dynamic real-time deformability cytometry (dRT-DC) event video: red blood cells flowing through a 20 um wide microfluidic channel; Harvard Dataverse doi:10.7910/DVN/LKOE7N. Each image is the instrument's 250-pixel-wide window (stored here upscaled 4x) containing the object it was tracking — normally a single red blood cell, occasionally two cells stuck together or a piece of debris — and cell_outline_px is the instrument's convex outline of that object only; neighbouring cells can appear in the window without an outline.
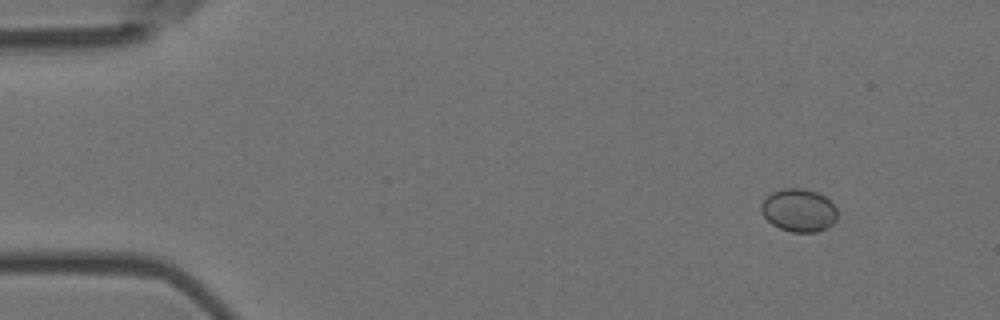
{"species": "Egyptian fruit bat (a non-hibernating species)", "species_latin": "Rousettus aegyptiacus", "temperature_condition": "room temperature", "stored_images_in_passage": 4, "camera_frame_rate_fps": 3000, "um_per_image_px": 0.085, "animal": {"sex": "female"}, "frame": {"image": 1, "passage_image": 1, "time_ms": 0.0, "image_size_px": [1000, 320], "cell_outline_px": [[836, 220], [832, 224], [816, 232], [792, 232], [780, 228], [772, 224], [760, 212], [760, 204], [772, 192], [784, 188], [800, 188], [816, 192], [824, 196], [836, 208]], "centroid_in_image_um": [67.87, 17.87], "position_along_channel_um": 17.1, "area_um2": 18.84}}
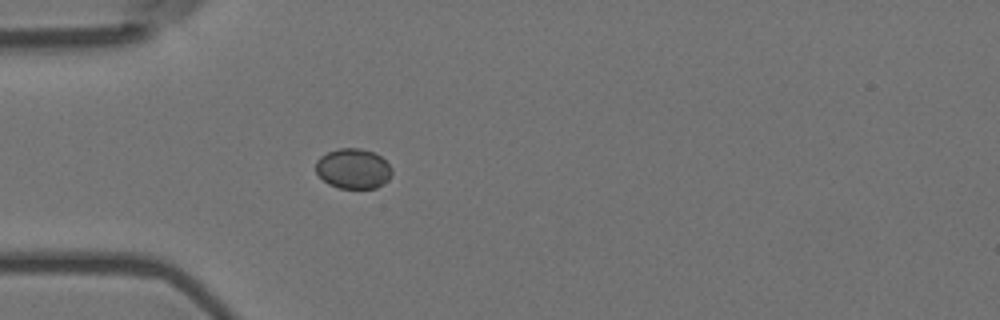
{"frame": {"image": 2, "passage_image": 4, "time_ms": 1.0, "image_size_px": [1000, 320], "cell_outline_px": [[392, 172], [388, 180], [376, 188], [340, 188], [328, 184], [316, 172], [316, 160], [320, 156], [328, 152], [340, 148], [360, 148], [372, 152], [380, 156], [392, 168]], "centroid_in_image_um": [30.01, 14.33], "position_along_channel_um": 55.0, "area_um2": 17.69}}